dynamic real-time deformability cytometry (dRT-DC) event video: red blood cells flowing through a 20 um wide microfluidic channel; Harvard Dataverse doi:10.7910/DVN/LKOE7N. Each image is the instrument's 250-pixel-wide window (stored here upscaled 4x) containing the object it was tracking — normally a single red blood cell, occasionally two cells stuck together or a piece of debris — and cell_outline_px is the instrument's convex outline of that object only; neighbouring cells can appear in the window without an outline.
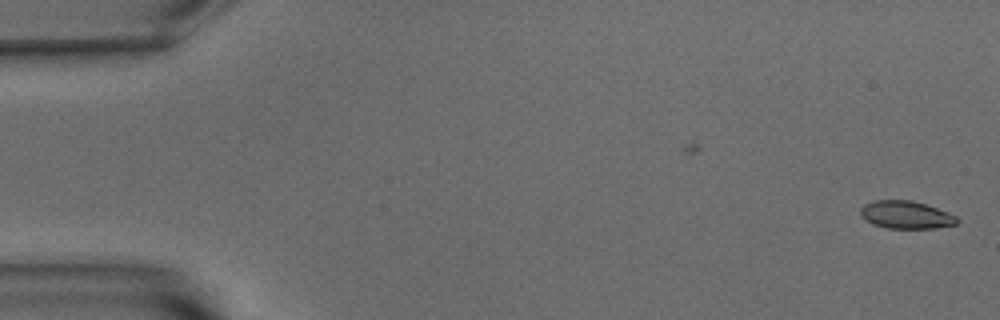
{"species": "common noctule bat (a hibernating species)", "species_latin": "Nyctalus noctula", "temperature_condition": "warm", "stored_images_in_passage": 49, "camera_frame_rate_fps": 3000, "um_per_image_px": 0.085, "animal": {"sex": "male", "body_mass_g": 15.6}, "frame": {"image": 1, "passage_image": 1, "time_ms": 0.0, "image_size_px": [1000, 320], "cell_outline_px": [[960, 220], [956, 224], [936, 228], [888, 228], [872, 224], [864, 220], [860, 216], [860, 208], [864, 204], [876, 200], [912, 200], [948, 212], [956, 216]], "centroid_in_image_um": [76.98, 18.26], "position_along_channel_um": 8.0, "area_um2": 15.66}}
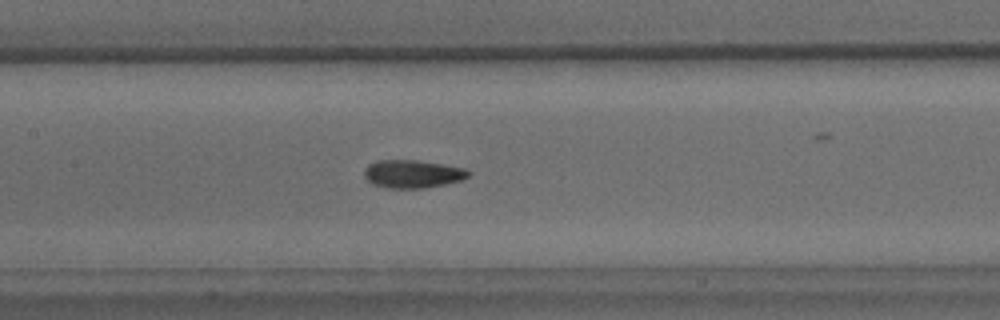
{"frame": {"image": 2, "passage_image": 25, "time_ms": 8.0, "image_size_px": [1000, 320], "cell_outline_px": [[472, 172], [468, 176], [460, 180], [444, 184], [424, 188], [388, 188], [372, 184], [364, 176], [364, 168], [368, 164], [376, 160], [416, 160], [464, 168]], "centroid_in_image_um": [35.02, 14.78], "position_along_channel_um": 172.4, "area_um2": 16.94}}
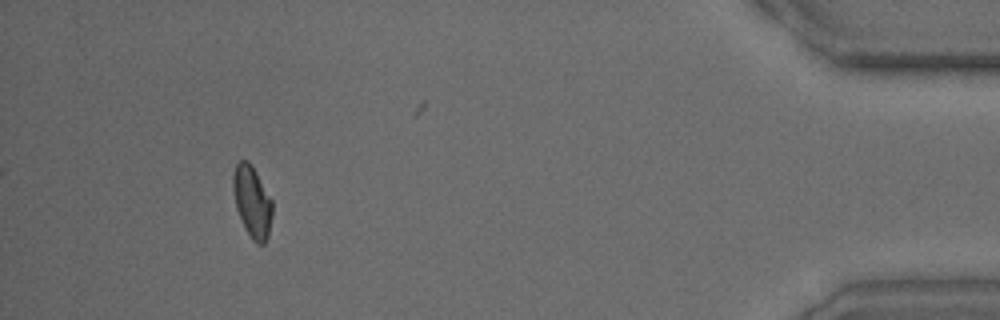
{"frame": {"image": 3, "passage_image": 49, "time_ms": 16.0, "image_size_px": [1000, 320], "cell_outline_px": [[272, 216], [268, 236], [264, 244], [256, 244], [252, 240], [244, 228], [236, 208], [232, 188], [232, 176], [236, 164], [240, 160], [248, 160], [256, 172], [272, 200]], "centroid_in_image_um": [21.42, 17.16], "position_along_channel_um": 413.8, "area_um2": 16.47}, "authors_computed_cell_mechanics": {"area_um2": 16.2418, "velocity_mm_per_s": 3.8172, "shape_relaxation_time_tau1_ms": 5.9295, "shape_relaxation_time_tau2_ms": 1.3545, "deformation_change_tau1": 0.1553, "deformation_change_tau2": 0.0601}}